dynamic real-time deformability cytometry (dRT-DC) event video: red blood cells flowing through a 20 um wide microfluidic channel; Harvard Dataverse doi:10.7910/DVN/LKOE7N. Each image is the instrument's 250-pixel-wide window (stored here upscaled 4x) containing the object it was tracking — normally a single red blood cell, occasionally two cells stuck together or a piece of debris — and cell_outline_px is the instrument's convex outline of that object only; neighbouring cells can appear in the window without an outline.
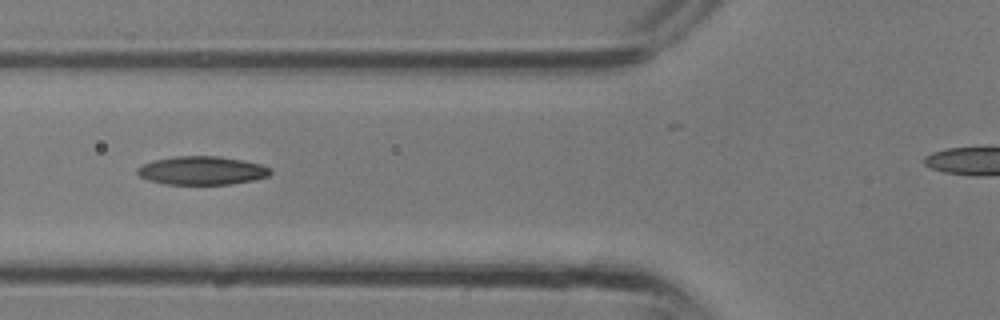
{"species": "common noctule bat (a hibernating species)", "species_latin": "Nyctalus noctula", "temperature_condition": "room temperature", "stored_images_in_passage": 25, "camera_frame_rate_fps": 3000, "um_per_image_px": 0.085, "animal": {"sex": "male", "body_mass_g": 13.3}, "frame": {"image": 1, "passage_image": 8, "time_ms": 2.333, "image_size_px": [1000, 320], "cell_outline_px": [[272, 172], [268, 176], [252, 180], [228, 184], [164, 184], [148, 180], [140, 176], [136, 172], [136, 168], [144, 164], [156, 160], [176, 156], [216, 156], [240, 160], [260, 164], [272, 168]], "centroid_in_image_um": [17.15, 14.5], "position_along_channel_um": 108.6, "area_um2": 21.85}}
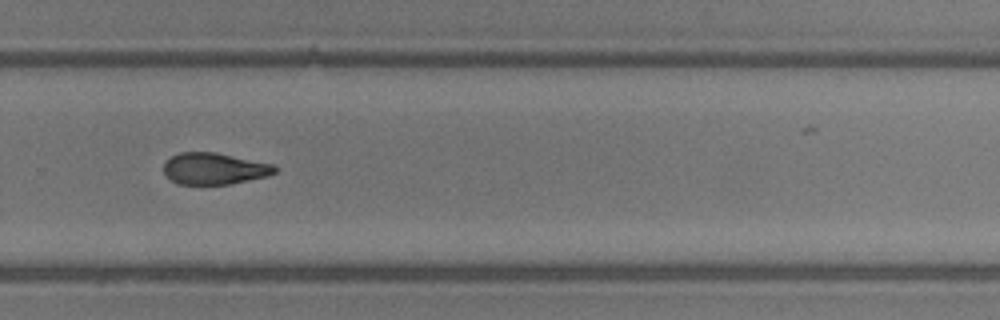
{"frame": {"image": 2, "passage_image": 18, "time_ms": 5.667, "image_size_px": [1000, 320], "cell_outline_px": [[276, 172], [268, 176], [232, 184], [176, 184], [164, 172], [164, 164], [172, 156], [180, 152], [216, 152], [272, 164], [276, 168]], "centroid_in_image_um": [18.22, 14.34], "position_along_channel_um": 311.6, "area_um2": 20.35}}